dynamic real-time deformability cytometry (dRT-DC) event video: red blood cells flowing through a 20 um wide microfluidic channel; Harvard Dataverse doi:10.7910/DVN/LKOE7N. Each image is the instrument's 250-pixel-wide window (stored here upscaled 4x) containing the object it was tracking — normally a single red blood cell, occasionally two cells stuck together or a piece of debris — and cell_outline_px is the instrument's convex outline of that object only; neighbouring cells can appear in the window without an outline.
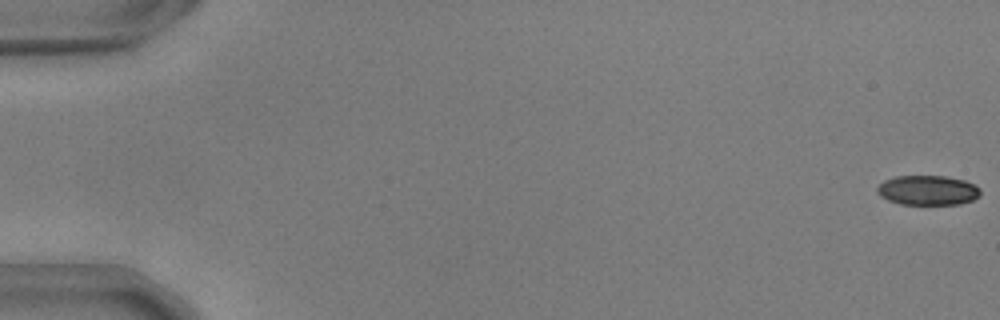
{"species": "common noctule bat (a hibernating species)", "species_latin": "Nyctalus noctula", "temperature_condition": "warm", "stored_images_in_passage": 56, "camera_frame_rate_fps": 3000, "um_per_image_px": 0.085, "animal": {"sex": "male", "body_mass_g": 17.9, "forearm_length_mm": 54.2}, "frame": {"image": 1, "passage_image": 1, "time_ms": 0.0, "image_size_px": [1000, 320], "cell_outline_px": [[980, 196], [972, 200], [960, 204], [900, 204], [888, 200], [880, 196], [876, 192], [876, 188], [884, 180], [896, 176], [948, 176], [964, 180], [976, 184], [980, 188]], "centroid_in_image_um": [78.87, 16.17], "position_along_channel_um": 6.1, "area_um2": 18.03}}
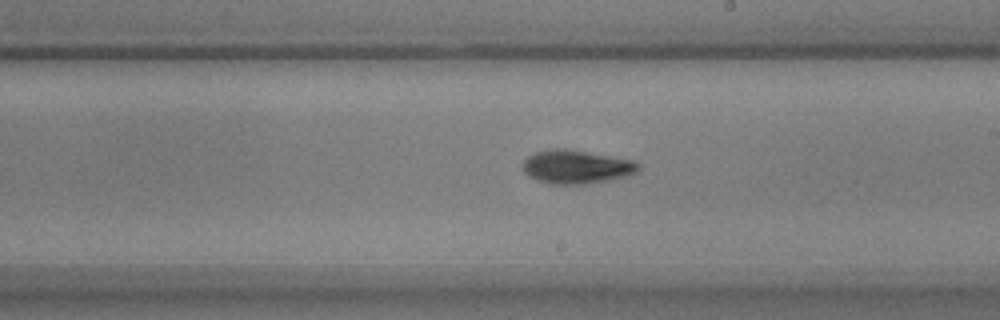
{"frame": {"image": 2, "passage_image": 33, "time_ms": 10.667, "image_size_px": [1000, 320], "cell_outline_px": [[640, 168], [636, 172], [624, 176], [608, 180], [584, 184], [552, 184], [536, 180], [528, 176], [524, 172], [524, 160], [528, 156], [536, 152], [552, 148], [564, 148], [636, 160], [640, 164]], "centroid_in_image_um": [49.0, 14.17], "position_along_channel_um": 240.0, "area_um2": 22.6}}
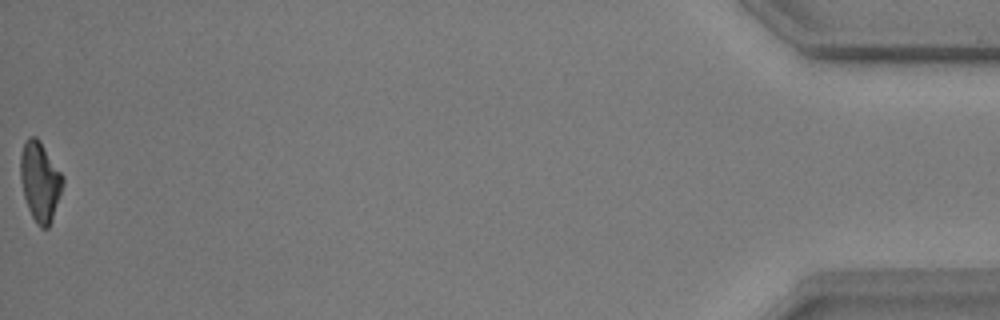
{"frame": {"image": 3, "passage_image": 56, "time_ms": 18.333, "image_size_px": [1000, 320], "cell_outline_px": [[64, 184], [52, 220], [48, 228], [40, 228], [36, 224], [28, 208], [24, 196], [20, 180], [20, 156], [24, 144], [28, 136], [36, 136], [40, 140], [64, 176]], "centroid_in_image_um": [3.41, 15.42], "position_along_channel_um": 431.8, "area_um2": 19.83}, "authors_computed_cell_mechanics": {"area_um2": 20.23, "velocity_mm_per_s": 3.7064, "shape_relaxation_time_tau1_ms": 2.9273, "shape_relaxation_time_tau2_ms": 4.7396, "deformation_change_tau1": 0.1623, "deformation_change_tau2": 0.1129}}